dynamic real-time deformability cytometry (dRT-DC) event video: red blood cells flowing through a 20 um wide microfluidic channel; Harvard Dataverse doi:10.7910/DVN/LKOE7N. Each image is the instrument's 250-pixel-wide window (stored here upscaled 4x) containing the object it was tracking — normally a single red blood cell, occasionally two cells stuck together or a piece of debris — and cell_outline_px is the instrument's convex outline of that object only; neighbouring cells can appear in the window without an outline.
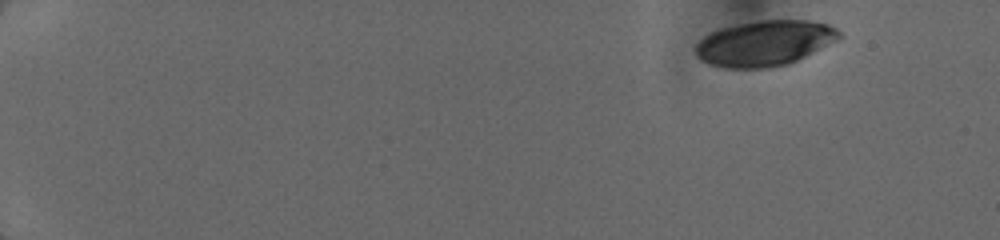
{"species": "human", "species_latin": "Homo sapiens", "temperature_condition": "cold", "stored_images_in_passage": 8, "camera_frame_rate_fps": 3000, "um_per_image_px": 0.085, "donor": {"sex": "female"}, "frame": {"image": 1, "passage_image": 1, "time_ms": 0.0, "image_size_px": [1000, 240], "cell_outline_px": [[840, 36], [836, 40], [788, 64], [768, 68], [724, 68], [708, 64], [700, 60], [696, 56], [696, 44], [704, 36], [720, 28], [736, 24], [764, 20], [808, 20], [828, 24], [836, 28], [840, 32]], "centroid_in_image_um": [64.94, 3.67], "position_along_channel_um": 20.1, "area_um2": 37.8}}
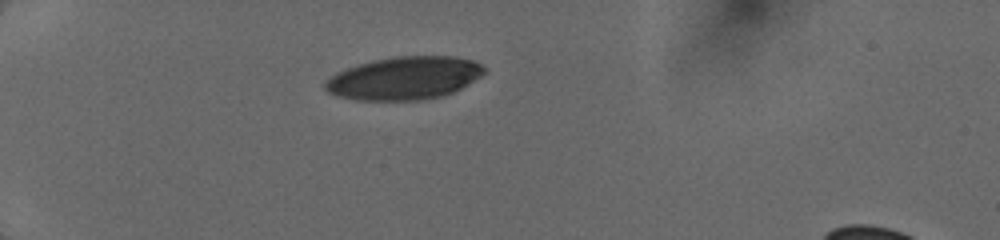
{"frame": {"image": 2, "passage_image": 5, "time_ms": 3.667, "image_size_px": [1000, 240], "cell_outline_px": [[488, 72], [468, 84], [452, 92], [440, 96], [420, 100], [352, 100], [336, 96], [328, 92], [324, 88], [324, 84], [336, 72], [360, 64], [376, 60], [396, 56], [452, 56], [472, 60], [480, 64]], "centroid_in_image_um": [34.37, 6.65], "position_along_channel_um": 50.6, "area_um2": 39.59}}